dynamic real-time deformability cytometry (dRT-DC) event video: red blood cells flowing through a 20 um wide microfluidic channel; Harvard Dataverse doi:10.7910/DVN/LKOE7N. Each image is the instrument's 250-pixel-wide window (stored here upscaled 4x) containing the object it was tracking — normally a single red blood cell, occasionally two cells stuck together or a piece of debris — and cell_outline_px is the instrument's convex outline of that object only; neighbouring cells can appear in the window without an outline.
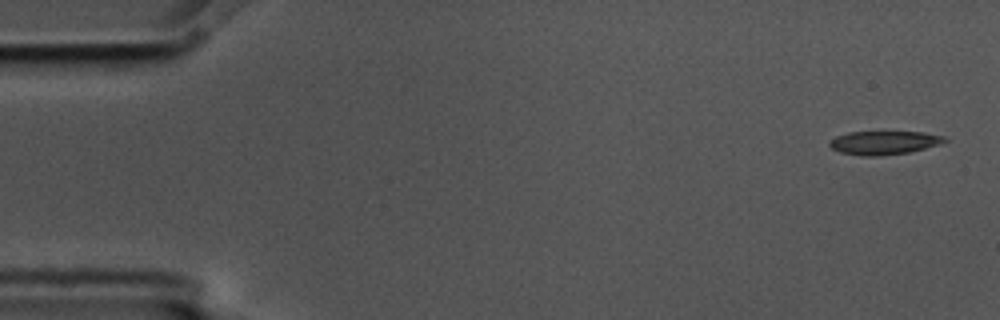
{"species": "common noctule bat (a hibernating species)", "species_latin": "Nyctalus noctula", "temperature_condition": "cold", "stored_images_in_passage": 6, "segment_of_instrument_passage": [1, 2], "camera_frame_rate_fps": 3000, "um_per_image_px": 0.085, "animal": {"sex": "male", "body_mass_g": 17.5, "forearm_length_mm": 52.3}, "frame": {"image": 1, "passage_image": 1, "time_ms": 0.0, "image_size_px": [1000, 320], "cell_outline_px": [[948, 140], [924, 148], [908, 152], [880, 156], [860, 156], [840, 152], [832, 148], [828, 144], [836, 136], [848, 132], [924, 132], [944, 136]], "centroid_in_image_um": [75.1, 12.13], "position_along_channel_um": 9.9, "area_um2": 15.61}}
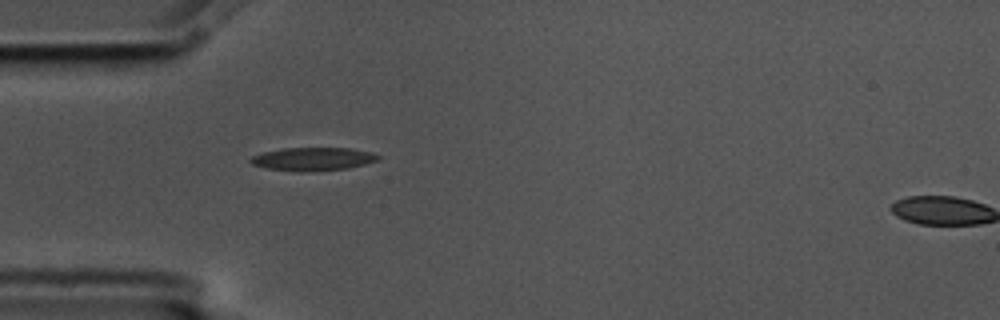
{"frame": {"image": 2, "passage_image": 5, "time_ms": 1.333, "image_size_px": [1000, 320], "cell_outline_px": [[380, 160], [348, 168], [304, 172], [300, 172], [264, 168], [252, 164], [248, 160], [252, 156], [264, 152], [284, 148], [352, 148], [372, 152], [380, 156]], "centroid_in_image_um": [26.6, 13.52], "position_along_channel_um": 58.4, "area_um2": 17.34}}